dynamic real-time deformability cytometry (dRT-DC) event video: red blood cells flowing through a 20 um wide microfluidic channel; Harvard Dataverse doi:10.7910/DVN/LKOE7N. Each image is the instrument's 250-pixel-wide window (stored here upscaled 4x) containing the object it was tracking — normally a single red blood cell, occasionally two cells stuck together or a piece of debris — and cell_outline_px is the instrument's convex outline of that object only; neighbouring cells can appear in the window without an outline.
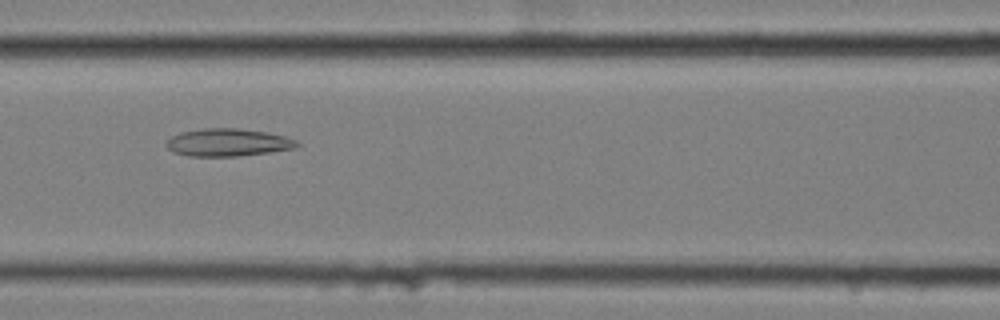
{"species": "common noctule bat (a hibernating species)", "species_latin": "Nyctalus noctula", "temperature_condition": "cold", "stored_images_in_passage": 60, "camera_frame_rate_fps": 3000, "um_per_image_px": 0.085, "animal": {"sex": "female", "body_mass_g": 25.1}, "frame": {"image": 1, "passage_image": 26, "time_ms": 8.333, "image_size_px": [1000, 320], "cell_outline_px": [[300, 144], [296, 148], [268, 152], [236, 156], [188, 156], [172, 152], [164, 144], [172, 136], [180, 132], [204, 128], [236, 128], [268, 132], [284, 136], [296, 140]], "centroid_in_image_um": [19.35, 12.1], "position_along_channel_um": 147.2, "area_um2": 21.04}}
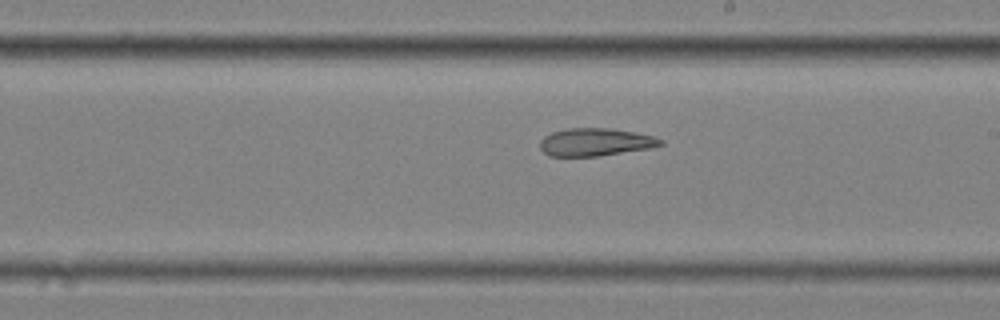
{"frame": {"image": 2, "passage_image": 34, "time_ms": 11.0, "image_size_px": [1000, 320], "cell_outline_px": [[664, 144], [652, 148], [600, 156], [548, 156], [540, 148], [540, 140], [544, 136], [552, 132], [568, 128], [612, 128], [652, 136], [664, 140]], "centroid_in_image_um": [50.61, 12.08], "position_along_channel_um": 238.4, "area_um2": 19.59}}
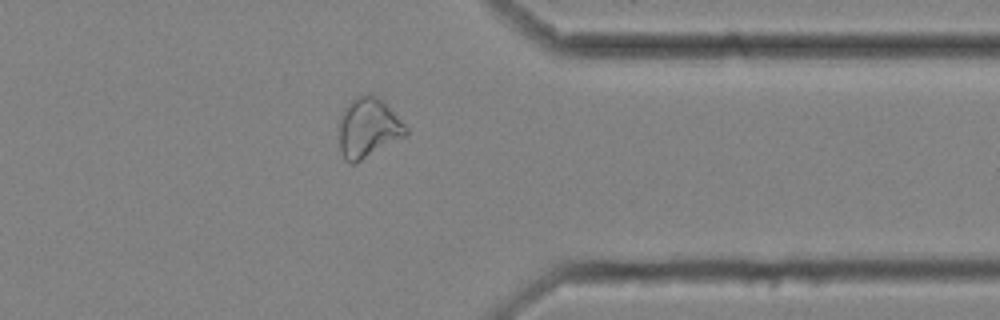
{"frame": {"image": 3, "passage_image": 47, "time_ms": 15.333, "image_size_px": [1000, 320], "cell_outline_px": [[408, 136], [356, 164], [352, 164], [344, 160], [340, 152], [336, 124], [344, 108], [356, 96], [368, 92], [372, 92], [384, 100], [408, 128]], "centroid_in_image_um": [31.28, 10.87], "position_along_channel_um": 380.1, "area_um2": 24.51}, "authors_computed_cell_mechanics": {"area_um2": 24.6806, "velocity_mm_per_s": 3.4339, "shape_relaxation_time_tau1_ms": null, "shape_relaxation_time_tau2_ms": 6.39, "deformation_change_tau1": null, "deformation_change_tau2": 0.1644}}